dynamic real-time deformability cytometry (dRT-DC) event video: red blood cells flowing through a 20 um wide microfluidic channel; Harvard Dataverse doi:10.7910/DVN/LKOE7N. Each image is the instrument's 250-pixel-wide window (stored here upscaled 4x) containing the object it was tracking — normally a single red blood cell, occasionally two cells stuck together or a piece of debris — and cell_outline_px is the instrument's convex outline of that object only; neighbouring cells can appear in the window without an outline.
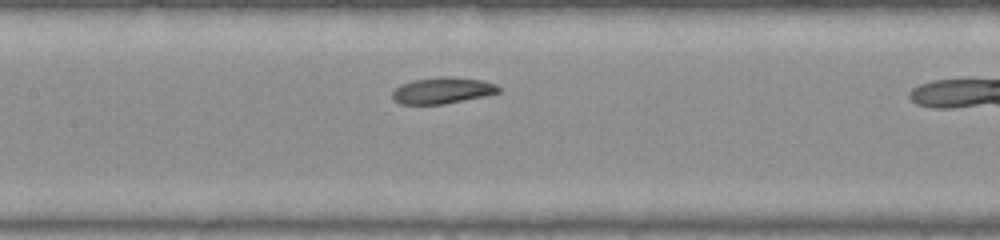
{"species": "common noctule bat (a hibernating species)", "species_latin": "Nyctalus noctula", "temperature_condition": "warm", "stored_images_in_passage": 18, "camera_frame_rate_fps": 3000, "um_per_image_px": 0.085, "animal": {"sex": "female", "body_mass_g": 22.0, "forearm_length_mm": 56.7}, "frame": {"image": 1, "passage_image": 13, "time_ms": 4.0, "image_size_px": [1000, 240], "cell_outline_px": [[500, 92], [484, 96], [444, 104], [400, 104], [392, 96], [392, 92], [400, 84], [412, 80], [440, 76], [444, 76], [480, 80], [496, 84], [500, 88]], "centroid_in_image_um": [37.59, 7.69], "position_along_channel_um": 169.8, "area_um2": 16.18}}
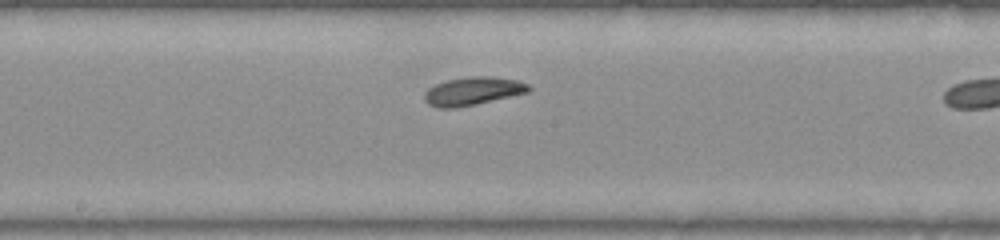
{"frame": {"image": 2, "passage_image": 16, "time_ms": 5.0, "image_size_px": [1000, 240], "cell_outline_px": [[532, 88], [528, 92], [476, 104], [456, 108], [436, 108], [428, 104], [424, 100], [424, 92], [428, 88], [436, 84], [448, 80], [468, 76], [492, 76], [516, 80], [528, 84]], "centroid_in_image_um": [40.16, 7.75], "position_along_channel_um": 208.0, "area_um2": 17.17}}